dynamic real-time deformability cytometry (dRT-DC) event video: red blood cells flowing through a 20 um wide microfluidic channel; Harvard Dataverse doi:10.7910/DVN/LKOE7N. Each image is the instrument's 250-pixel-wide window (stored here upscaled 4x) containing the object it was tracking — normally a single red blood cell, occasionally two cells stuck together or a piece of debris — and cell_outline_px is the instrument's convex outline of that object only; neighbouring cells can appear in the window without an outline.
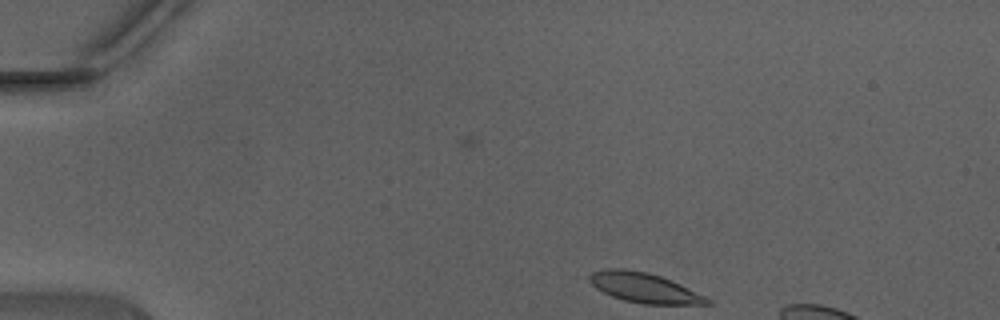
{"species": "Egyptian fruit bat (a non-hibernating species)", "species_latin": "Rousettus aegyptiacus", "temperature_condition": "warm", "stored_images_in_passage": 7, "camera_frame_rate_fps": 3000, "um_per_image_px": 0.085, "animal": {"sex": "male"}, "frame": {"image": 1, "passage_image": 1, "time_ms": 0.0, "image_size_px": [1000, 320], "cell_outline_px": [[712, 304], [644, 304], [624, 300], [612, 296], [596, 288], [588, 280], [588, 276], [592, 272], [604, 268], [620, 268], [648, 272], [660, 276], [704, 296], [712, 300]], "centroid_in_image_um": [54.7, 24.45], "position_along_channel_um": 30.3, "area_um2": 20.17}}